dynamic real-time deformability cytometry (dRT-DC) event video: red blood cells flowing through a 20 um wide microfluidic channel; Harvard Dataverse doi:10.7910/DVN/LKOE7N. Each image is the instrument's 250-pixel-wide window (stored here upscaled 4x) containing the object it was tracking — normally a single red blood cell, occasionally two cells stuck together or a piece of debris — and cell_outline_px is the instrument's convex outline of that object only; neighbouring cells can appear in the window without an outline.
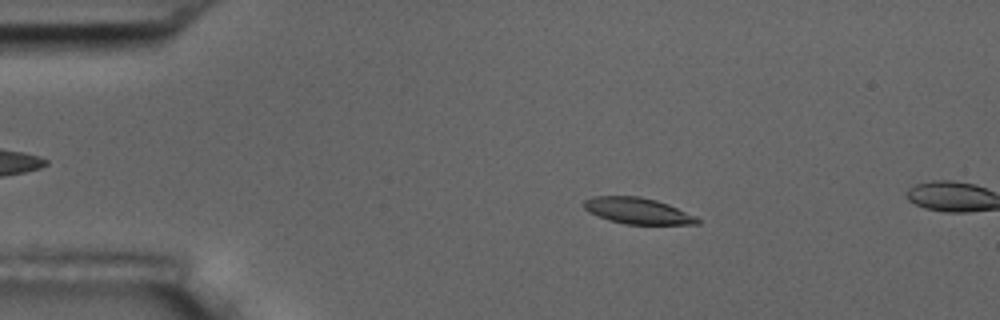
{"species": "common noctule bat (a hibernating species)", "species_latin": "Nyctalus noctula", "temperature_condition": "room temperature", "stored_images_in_passage": 14, "camera_frame_rate_fps": 3000, "um_per_image_px": 0.085, "animal": {"sex": "male", "body_mass_g": 17.5, "forearm_length_mm": 52.3}, "frame": {"image": 1, "passage_image": 10, "time_ms": 3.0, "image_size_px": [1000, 320], "cell_outline_px": [[700, 224], [624, 224], [608, 220], [596, 216], [588, 212], [584, 208], [584, 200], [592, 196], [640, 196], [656, 200], [668, 204], [696, 216], [700, 220]], "centroid_in_image_um": [54.17, 17.92], "position_along_channel_um": 30.8, "area_um2": 17.4}}